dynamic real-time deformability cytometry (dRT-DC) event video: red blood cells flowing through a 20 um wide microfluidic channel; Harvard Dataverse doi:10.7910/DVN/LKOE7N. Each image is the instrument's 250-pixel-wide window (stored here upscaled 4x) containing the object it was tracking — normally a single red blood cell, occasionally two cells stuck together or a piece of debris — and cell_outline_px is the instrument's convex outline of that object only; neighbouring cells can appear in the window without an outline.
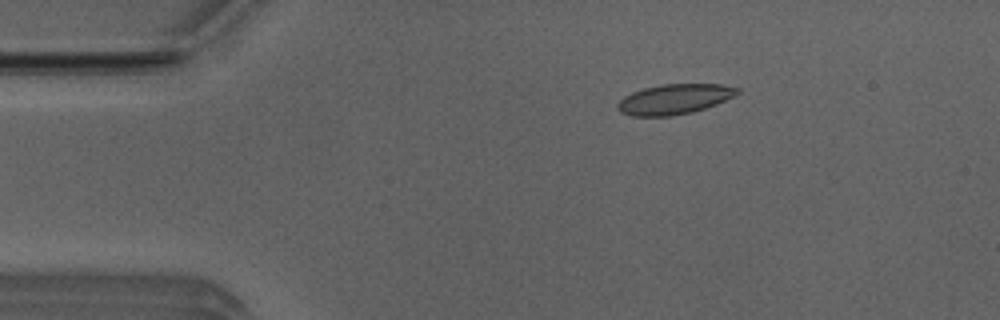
{"species": "Egyptian fruit bat (a non-hibernating species)", "species_latin": "Rousettus aegyptiacus", "temperature_condition": "room temperature", "stored_images_in_passage": 40, "camera_frame_rate_fps": 3000, "um_per_image_px": 0.085, "animal": {"sex": "male"}, "frame": {"image": 1, "passage_image": 4, "time_ms": 1.0, "image_size_px": [1000, 320], "cell_outline_px": [[740, 92], [716, 104], [692, 112], [672, 116], [632, 116], [620, 112], [616, 108], [616, 104], [624, 96], [632, 92], [644, 88], [660, 84], [720, 84], [740, 88]], "centroid_in_image_um": [57.28, 8.43], "position_along_channel_um": 27.7, "area_um2": 20.98}}
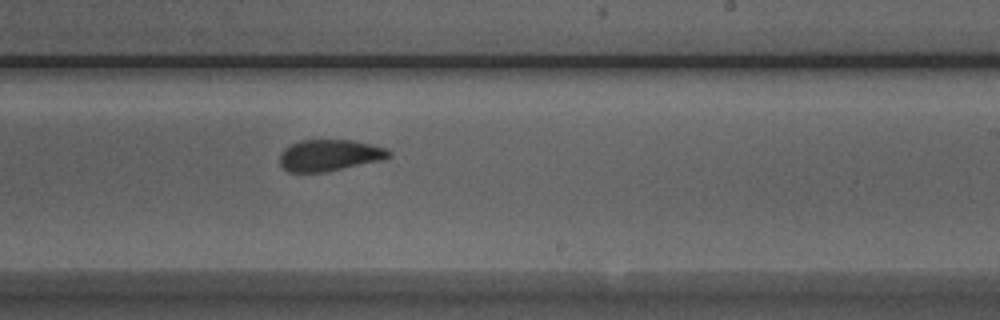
{"frame": {"image": 2, "passage_image": 26, "time_ms": 8.333, "image_size_px": [1000, 320], "cell_outline_px": [[392, 156], [384, 160], [324, 172], [288, 172], [280, 164], [280, 156], [284, 148], [300, 140], [352, 140], [384, 148], [392, 152]], "centroid_in_image_um": [28.02, 13.2], "position_along_channel_um": 261.0, "area_um2": 19.94}}
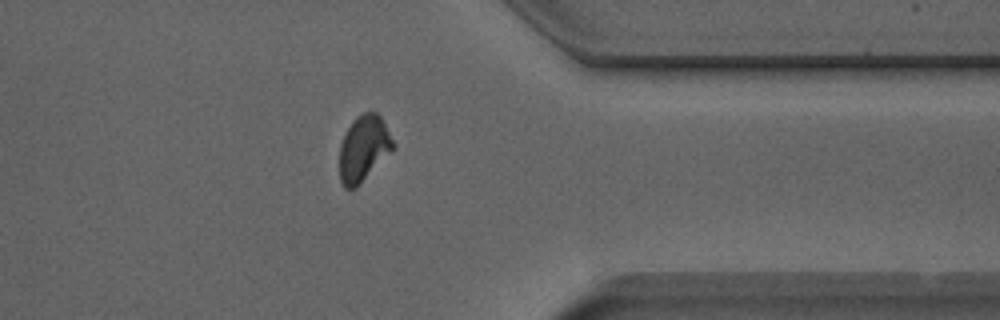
{"frame": {"image": 3, "passage_image": 36, "time_ms": 11.667, "image_size_px": [1000, 320], "cell_outline_px": [[396, 148], [356, 188], [344, 188], [340, 180], [340, 144], [352, 120], [360, 112], [376, 112], [380, 116], [396, 144]], "centroid_in_image_um": [30.93, 12.61], "position_along_channel_um": 380.5, "area_um2": 20.75}, "authors_computed_cell_mechanics": {"area_um2": 20.8947, "velocity_mm_per_s": 3.9284, "shape_relaxation_time_tau1_ms": 4.2101, "shape_relaxation_time_tau2_ms": 1.2381, "deformation_change_tau1": 0.1257, "deformation_change_tau2": 0.0568}}